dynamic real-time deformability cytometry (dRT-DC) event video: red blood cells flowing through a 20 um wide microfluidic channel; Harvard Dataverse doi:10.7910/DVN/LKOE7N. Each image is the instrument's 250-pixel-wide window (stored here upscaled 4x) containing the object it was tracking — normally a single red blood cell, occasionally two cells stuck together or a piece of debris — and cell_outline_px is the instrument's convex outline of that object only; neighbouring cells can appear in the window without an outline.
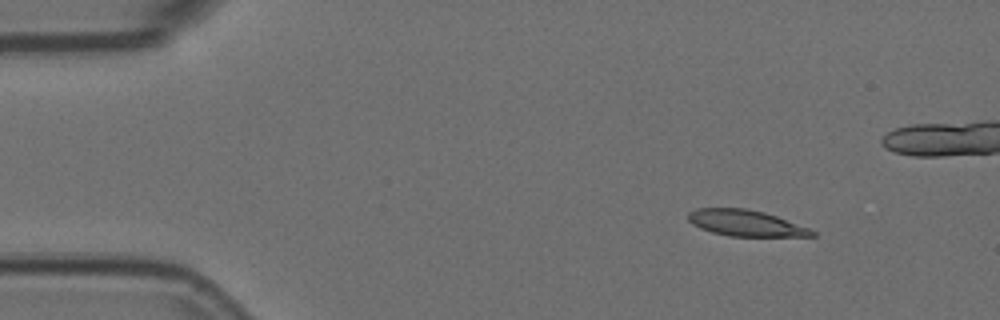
{"species": "Egyptian fruit bat (a non-hibernating species)", "species_latin": "Rousettus aegyptiacus", "temperature_condition": "room temperature", "stored_images_in_passage": 5, "camera_frame_rate_fps": 3000, "um_per_image_px": 0.085, "animal": {"sex": "female"}, "frame": {"image": 1, "passage_image": 1, "time_ms": 0.0, "image_size_px": [1000, 320], "cell_outline_px": [[816, 236], [728, 236], [712, 232], [700, 228], [692, 224], [688, 220], [688, 212], [696, 208], [744, 208], [764, 212], [776, 216], [808, 228], [816, 232]], "centroid_in_image_um": [63.34, 18.96], "position_along_channel_um": 21.7, "area_um2": 18.73}}
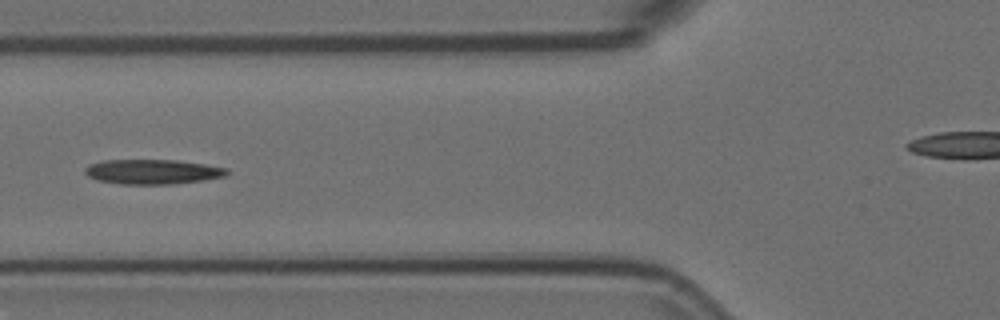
{"frame": {"image": 2, "passage_image": 5, "time_ms": 1.333, "image_size_px": [1000, 320], "cell_outline_px": [[228, 172], [224, 176], [204, 180], [172, 184], [120, 184], [96, 180], [88, 176], [84, 172], [84, 168], [88, 164], [104, 160], [176, 160], [204, 164], [228, 168]], "centroid_in_image_um": [12.92, 14.6], "position_along_channel_um": 112.9, "area_um2": 20.52}}